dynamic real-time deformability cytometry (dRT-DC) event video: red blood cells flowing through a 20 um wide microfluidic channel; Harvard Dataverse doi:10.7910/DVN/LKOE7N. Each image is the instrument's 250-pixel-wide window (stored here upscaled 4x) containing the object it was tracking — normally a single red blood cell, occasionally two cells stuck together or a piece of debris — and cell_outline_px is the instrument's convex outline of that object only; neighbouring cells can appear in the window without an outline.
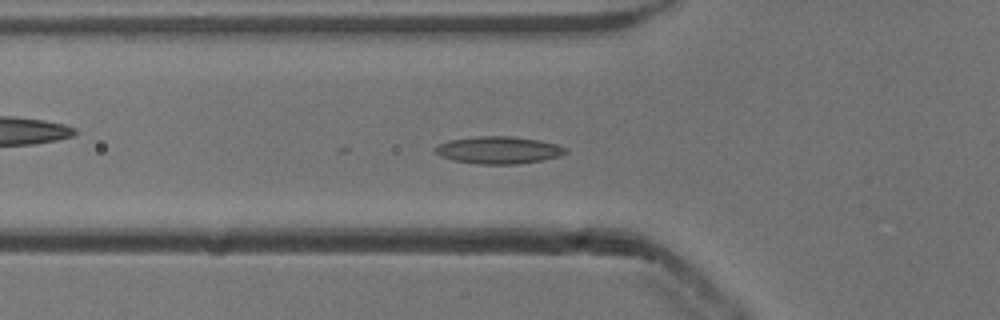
{"species": "common noctule bat (a hibernating species)", "species_latin": "Nyctalus noctula", "temperature_condition": "cold", "stored_images_in_passage": 53, "camera_frame_rate_fps": 3000, "um_per_image_px": 0.085, "animal": {"sex": "male", "body_mass_g": 13.3}, "frame": {"image": 1, "passage_image": 18, "time_ms": 5.667, "image_size_px": [1000, 320], "cell_outline_px": [[568, 152], [560, 156], [544, 160], [516, 164], [476, 164], [456, 160], [440, 156], [432, 152], [432, 148], [448, 140], [476, 136], [508, 136], [540, 140], [556, 144], [568, 148]], "centroid_in_image_um": [42.37, 12.75], "position_along_channel_um": 83.4, "area_um2": 20.92}}
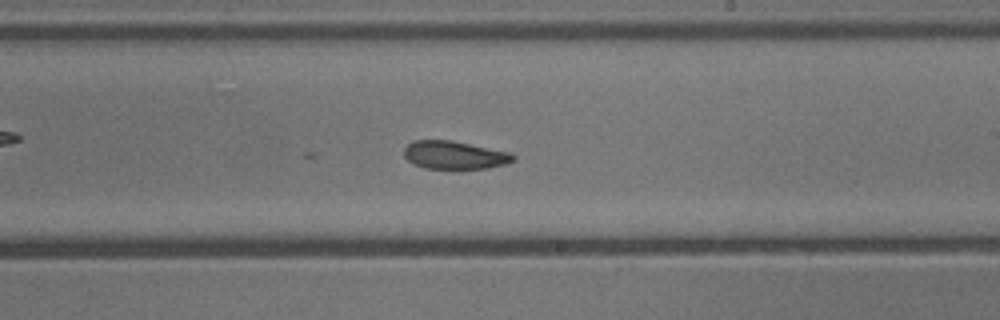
{"frame": {"image": 2, "passage_image": 31, "time_ms": 10.0, "image_size_px": [1000, 320], "cell_outline_px": [[516, 160], [508, 164], [488, 168], [460, 172], [424, 168], [412, 164], [404, 156], [404, 148], [412, 140], [452, 140], [512, 152], [516, 156]], "centroid_in_image_um": [38.68, 13.23], "position_along_channel_um": 250.3, "area_um2": 19.07}}
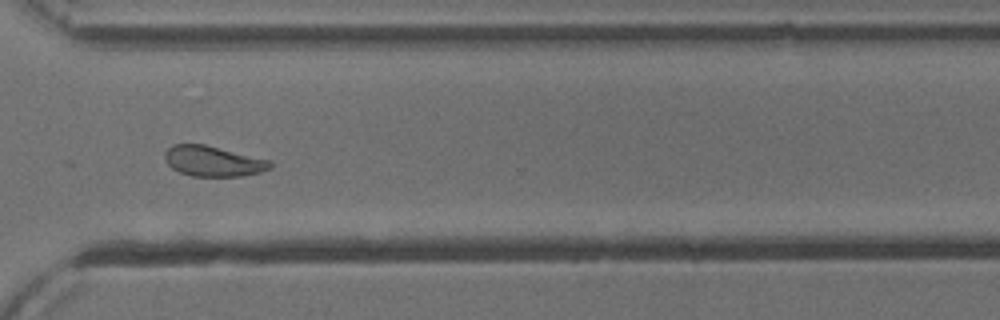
{"frame": {"image": 3, "passage_image": 39, "time_ms": 12.667, "image_size_px": [1000, 320], "cell_outline_px": [[272, 168], [260, 172], [244, 176], [192, 176], [180, 172], [172, 168], [168, 164], [164, 156], [164, 152], [172, 144], [204, 144], [268, 160], [272, 164]], "centroid_in_image_um": [18.09, 13.7], "position_along_channel_um": 352.5, "area_um2": 18.5}}